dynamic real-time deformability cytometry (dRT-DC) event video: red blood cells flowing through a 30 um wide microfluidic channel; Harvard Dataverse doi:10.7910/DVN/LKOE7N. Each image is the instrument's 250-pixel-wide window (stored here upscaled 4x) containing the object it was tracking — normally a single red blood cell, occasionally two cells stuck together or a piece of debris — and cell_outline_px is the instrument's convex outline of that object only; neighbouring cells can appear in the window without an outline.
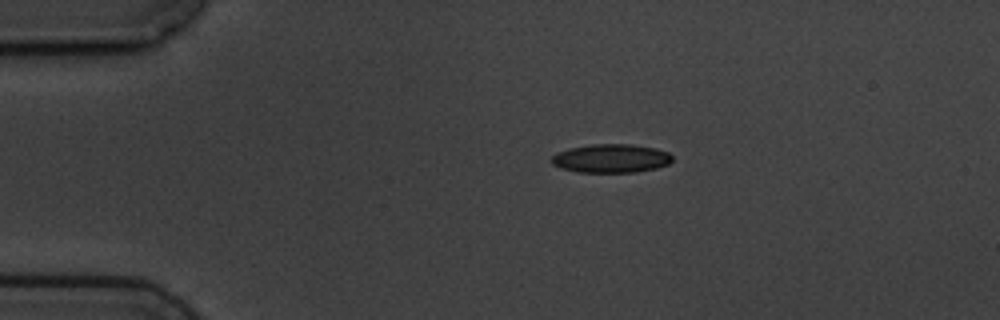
{"species": "common noctule bat (a hibernating species)", "species_latin": "Nyctalus noctula", "temperature_condition": "cold", "stored_images_in_passage": 9, "camera_frame_rate_fps": 3000, "um_per_image_px": 0.085, "animal": {"sex": "male", "body_mass_g": 19.5, "forearm_length_mm": 54.6}, "frame": {"image": 1, "passage_image": 1, "time_ms": 0.0, "image_size_px": [1000, 320], "cell_outline_px": [[672, 160], [668, 164], [656, 168], [636, 172], [576, 172], [560, 168], [552, 164], [552, 156], [556, 152], [568, 148], [592, 144], [632, 144], [656, 148], [668, 152], [672, 156]], "centroid_in_image_um": [51.92, 13.46], "position_along_channel_um": 33.1, "area_um2": 20.29}}
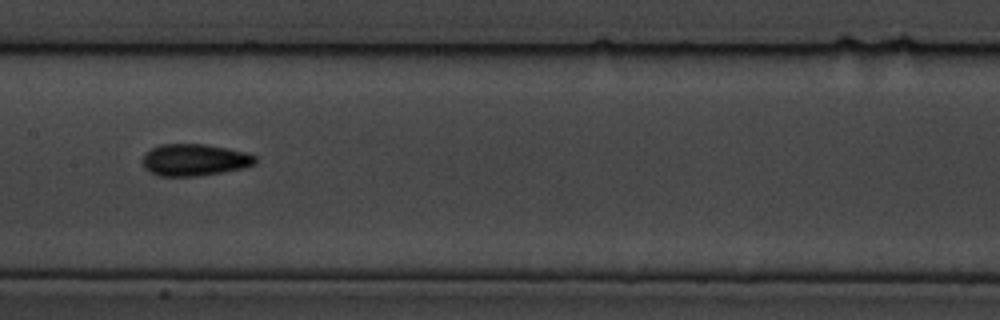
{"frame": {"image": 2, "passage_image": 6, "time_ms": 5.667, "image_size_px": [1000, 320], "cell_outline_px": [[256, 164], [244, 168], [196, 176], [160, 176], [144, 168], [144, 156], [152, 148], [160, 144], [204, 144], [228, 148], [244, 152], [256, 156]], "centroid_in_image_um": [16.57, 13.59], "position_along_channel_um": 190.8, "area_um2": 20.69}}
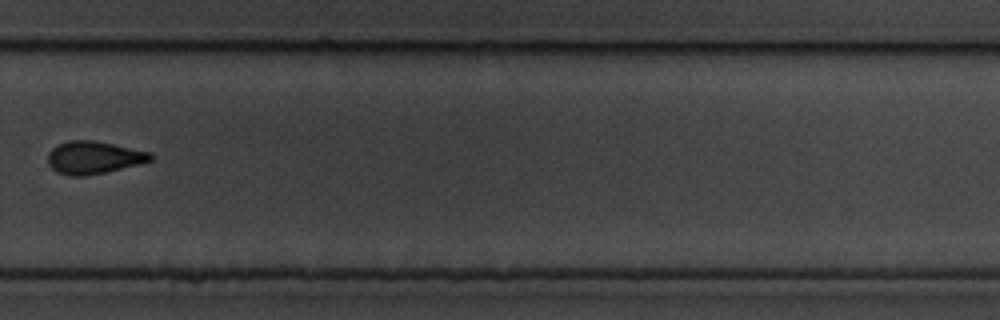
{"frame": {"image": 3, "passage_image": 9, "time_ms": 9.333, "image_size_px": [1000, 320], "cell_outline_px": [[156, 156], [152, 160], [140, 164], [88, 176], [68, 176], [56, 172], [48, 164], [48, 152], [56, 144], [68, 140], [96, 140], [152, 152]], "centroid_in_image_um": [7.98, 13.38], "position_along_channel_um": 321.8, "area_um2": 20.0}}